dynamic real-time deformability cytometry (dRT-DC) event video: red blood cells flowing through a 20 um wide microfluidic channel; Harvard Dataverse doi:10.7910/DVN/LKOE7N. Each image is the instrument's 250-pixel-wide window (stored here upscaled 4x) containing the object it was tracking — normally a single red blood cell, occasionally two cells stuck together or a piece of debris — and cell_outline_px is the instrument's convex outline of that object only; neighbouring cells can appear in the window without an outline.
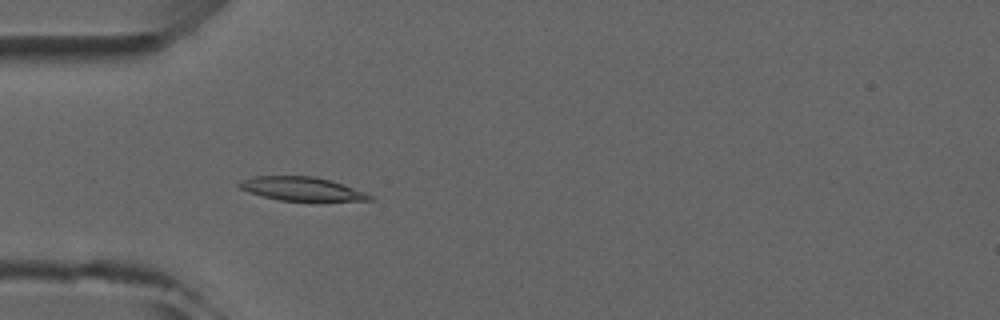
{"species": "common noctule bat (a hibernating species)", "species_latin": "Nyctalus noctula", "temperature_condition": "room temperature", "stored_images_in_passage": 4, "camera_frame_rate_fps": 3000, "um_per_image_px": 0.085, "animal": {"sex": "male", "forearm_length_mm": 52.5}, "frame": {"image": 1, "passage_image": 4, "time_ms": 3.333, "image_size_px": [1000, 320], "cell_outline_px": [[376, 200], [280, 200], [264, 196], [240, 188], [236, 184], [252, 176], [316, 176], [376, 196]], "centroid_in_image_um": [25.65, 16.04], "position_along_channel_um": 59.3, "area_um2": 17.46}}